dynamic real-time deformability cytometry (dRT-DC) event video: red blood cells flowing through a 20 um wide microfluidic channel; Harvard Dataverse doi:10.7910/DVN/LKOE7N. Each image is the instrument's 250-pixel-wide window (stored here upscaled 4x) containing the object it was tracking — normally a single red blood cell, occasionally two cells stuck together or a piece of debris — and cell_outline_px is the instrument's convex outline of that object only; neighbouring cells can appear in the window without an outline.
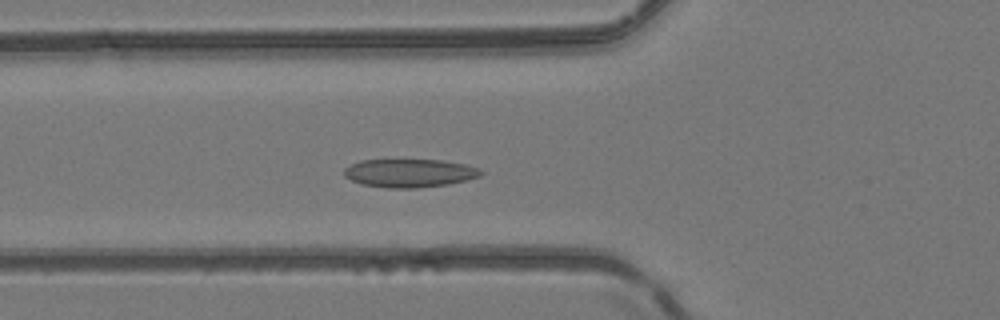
{"species": "common noctule bat (a hibernating species)", "species_latin": "Nyctalus noctula", "temperature_condition": "room temperature", "stored_images_in_passage": 42, "camera_frame_rate_fps": 3000, "um_per_image_px": 0.085, "animal": {"sex": "female", "body_mass_g": 24.6, "forearm_length_mm": 56.2}, "frame": {"image": 1, "passage_image": 10, "time_ms": 3.0, "image_size_px": [1000, 320], "cell_outline_px": [[484, 172], [480, 176], [468, 180], [448, 184], [416, 188], [388, 188], [360, 184], [344, 176], [344, 168], [360, 160], [440, 160], [464, 164], [480, 168]], "centroid_in_image_um": [34.82, 14.71], "position_along_channel_um": 91.0, "area_um2": 22.6}}
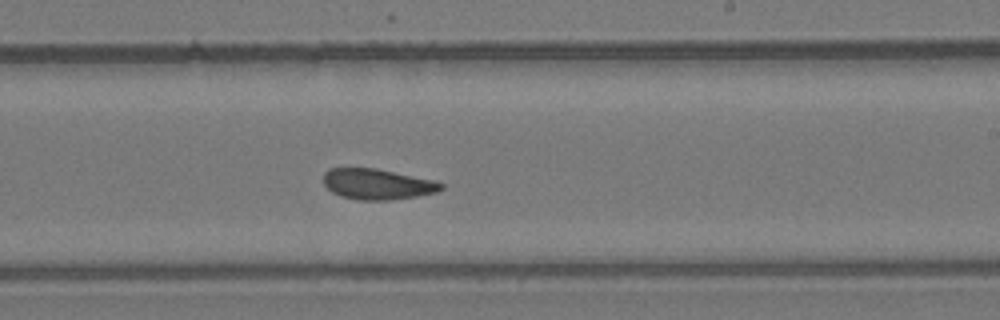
{"frame": {"image": 2, "passage_image": 22, "time_ms": 7.0, "image_size_px": [1000, 320], "cell_outline_px": [[444, 188], [436, 192], [416, 196], [392, 200], [356, 200], [340, 196], [332, 192], [324, 184], [324, 172], [328, 168], [376, 168], [432, 180], [444, 184]], "centroid_in_image_um": [32.04, 15.65], "position_along_channel_um": 257.0, "area_um2": 20.98}}
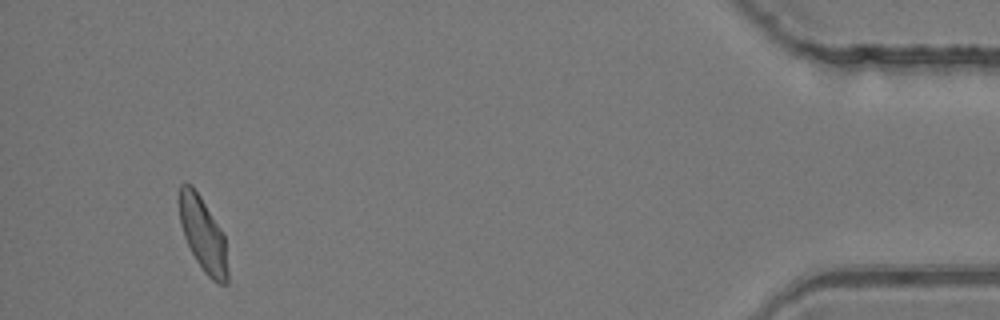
{"frame": {"image": 3, "passage_image": 39, "time_ms": 12.667, "image_size_px": [1000, 320], "cell_outline_px": [[228, 284], [220, 284], [212, 280], [204, 272], [196, 260], [184, 236], [180, 224], [180, 184], [192, 184], [200, 196], [224, 236], [228, 268]], "centroid_in_image_um": [17.27, 19.98], "position_along_channel_um": 417.9, "area_um2": 20.52}, "authors_computed_cell_mechanics": {"area_um2": 21.5594, "velocity_mm_per_s": 4.1401, "shape_relaxation_time_tau1_ms": null, "shape_relaxation_time_tau2_ms": 2.0952, "deformation_change_tau1": null, "deformation_change_tau2": 0.0834}}